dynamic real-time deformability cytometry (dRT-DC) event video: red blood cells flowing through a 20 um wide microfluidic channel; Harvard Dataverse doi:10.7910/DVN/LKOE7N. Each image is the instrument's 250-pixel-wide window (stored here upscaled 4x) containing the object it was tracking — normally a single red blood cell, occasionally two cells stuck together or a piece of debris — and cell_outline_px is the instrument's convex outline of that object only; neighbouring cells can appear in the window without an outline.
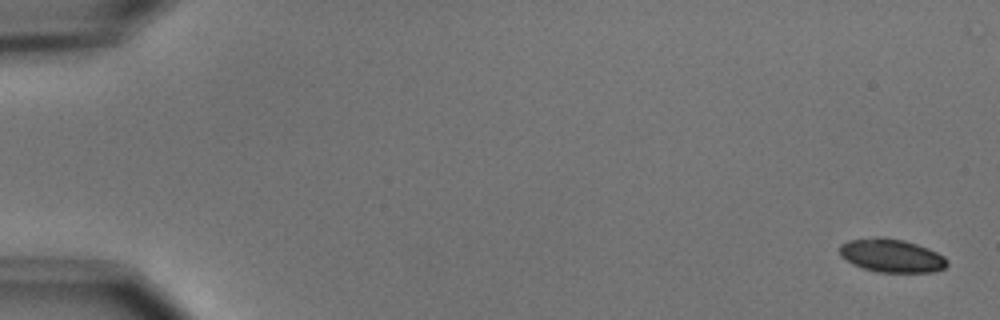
{"species": "common noctule bat (a hibernating species)", "species_latin": "Nyctalus noctula", "temperature_condition": "cold", "stored_images_in_passage": 6, "camera_frame_rate_fps": 3000, "um_per_image_px": 0.085, "animal": {"sex": "male", "body_mass_g": 15.6}, "frame": {"image": 1, "passage_image": 1, "time_ms": 0.0, "image_size_px": [1000, 320], "cell_outline_px": [[948, 264], [944, 268], [932, 272], [876, 272], [852, 264], [840, 256], [840, 244], [848, 240], [876, 236], [884, 236], [904, 240], [928, 248], [944, 256], [948, 260]], "centroid_in_image_um": [75.76, 21.71], "position_along_channel_um": 9.2, "area_um2": 21.1}}
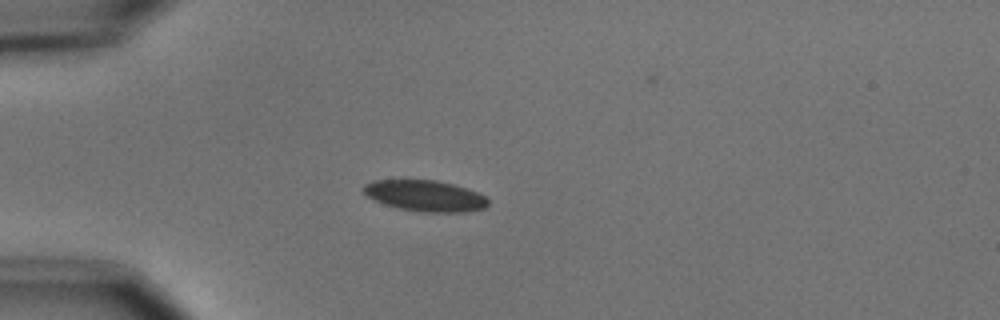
{"frame": {"image": 2, "passage_image": 5, "time_ms": 4.667, "image_size_px": [1000, 320], "cell_outline_px": [[488, 204], [484, 208], [468, 212], [424, 212], [400, 208], [384, 204], [368, 196], [360, 188], [364, 184], [372, 180], [436, 180], [452, 184], [476, 192], [484, 196], [488, 200]], "centroid_in_image_um": [36.11, 16.64], "position_along_channel_um": 48.9, "area_um2": 22.37}}